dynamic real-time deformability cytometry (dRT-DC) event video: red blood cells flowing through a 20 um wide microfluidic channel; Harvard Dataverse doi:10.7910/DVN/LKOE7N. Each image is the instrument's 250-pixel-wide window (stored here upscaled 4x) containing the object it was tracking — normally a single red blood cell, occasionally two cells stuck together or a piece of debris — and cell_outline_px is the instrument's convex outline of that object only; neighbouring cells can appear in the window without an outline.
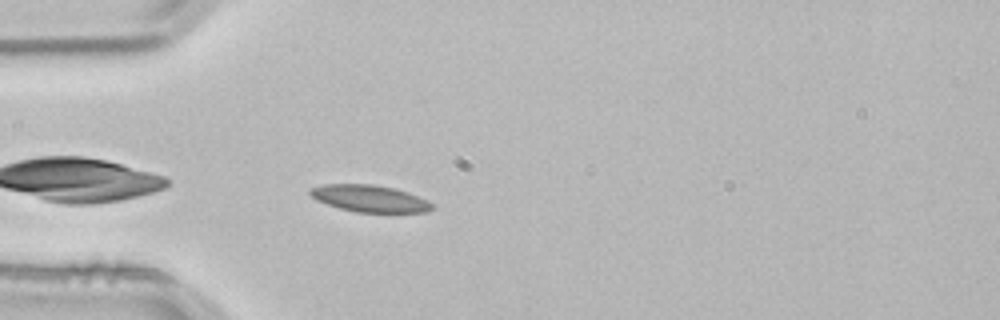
{"species": "common noctule bat (a hibernating species)", "species_latin": "Nyctalus noctula", "temperature_condition": "room temperature", "stored_images_in_passage": 3, "camera_frame_rate_fps": 3000, "um_per_image_px": 0.085, "animal": {"sex": "male", "body_mass_g": 21.5, "forearm_length_mm": 52.0}, "frame": {"image": 1, "passage_image": 3, "time_ms": 0.667, "image_size_px": [1000, 320], "cell_outline_px": [[436, 208], [428, 212], [356, 212], [340, 208], [316, 200], [308, 192], [308, 188], [324, 184], [372, 184], [392, 188], [408, 192], [428, 200]], "centroid_in_image_um": [31.43, 16.87], "position_along_channel_um": 53.6, "area_um2": 19.13}}